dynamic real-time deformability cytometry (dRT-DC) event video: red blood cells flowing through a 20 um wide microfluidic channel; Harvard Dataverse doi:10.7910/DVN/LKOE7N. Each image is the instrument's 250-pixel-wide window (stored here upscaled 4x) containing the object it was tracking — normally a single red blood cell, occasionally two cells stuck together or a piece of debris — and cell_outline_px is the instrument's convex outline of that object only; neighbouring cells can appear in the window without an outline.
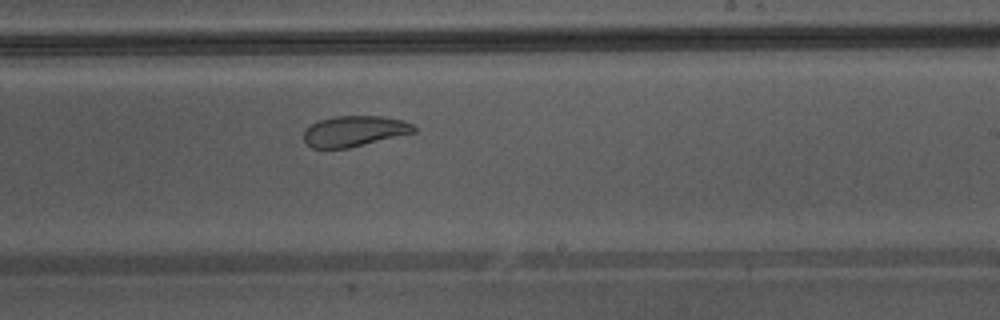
{"species": "Egyptian fruit bat (a non-hibernating species)", "species_latin": "Rousettus aegyptiacus", "temperature_condition": "warm", "stored_images_in_passage": 32, "camera_frame_rate_fps": 3000, "um_per_image_px": 0.085, "animal": {"sex": "male"}, "frame": {"image": 1, "passage_image": 14, "time_ms": 4.333, "image_size_px": [1000, 320], "cell_outline_px": [[416, 132], [348, 148], [312, 148], [304, 140], [304, 132], [312, 124], [320, 120], [332, 116], [380, 116], [400, 120], [412, 124], [416, 128]], "centroid_in_image_um": [30.12, 11.15], "position_along_channel_um": 258.9, "area_um2": 19.42}, "authors_computed_cell_mechanics": {"area_um2": 21.8484, "velocity_mm_per_s": 4.3227, "shape_relaxation_time_tau1_ms": 6.3087, "shape_relaxation_time_tau2_ms": 1.5889, "deformation_change_tau1": 0.1618, "deformation_change_tau2": 0.0682}}